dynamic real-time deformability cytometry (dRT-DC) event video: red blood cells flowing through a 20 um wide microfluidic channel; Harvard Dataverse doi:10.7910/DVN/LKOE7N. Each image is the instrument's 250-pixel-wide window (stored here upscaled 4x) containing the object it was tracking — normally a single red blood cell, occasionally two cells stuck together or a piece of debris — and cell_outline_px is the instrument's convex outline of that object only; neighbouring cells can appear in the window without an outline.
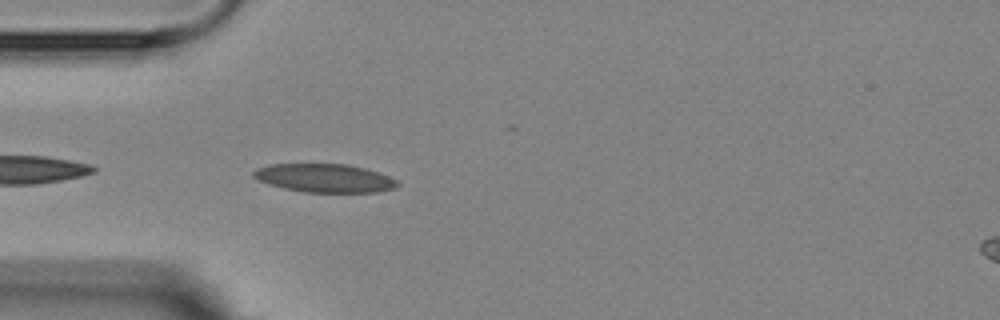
{"species": "Egyptian fruit bat (a non-hibernating species)", "species_latin": "Rousettus aegyptiacus", "temperature_condition": "room temperature", "stored_images_in_passage": 2, "camera_frame_rate_fps": 3000, "um_per_image_px": 0.085, "animal": {"sex": "female"}, "frame": {"image": 1, "passage_image": 2, "time_ms": 3.667, "image_size_px": [1000, 320], "cell_outline_px": [[400, 184], [396, 188], [376, 192], [304, 192], [284, 188], [260, 180], [252, 176], [252, 172], [256, 168], [272, 164], [348, 164], [364, 168], [388, 176], [396, 180]], "centroid_in_image_um": [27.6, 15.13], "position_along_channel_um": 57.4, "area_um2": 23.64}}